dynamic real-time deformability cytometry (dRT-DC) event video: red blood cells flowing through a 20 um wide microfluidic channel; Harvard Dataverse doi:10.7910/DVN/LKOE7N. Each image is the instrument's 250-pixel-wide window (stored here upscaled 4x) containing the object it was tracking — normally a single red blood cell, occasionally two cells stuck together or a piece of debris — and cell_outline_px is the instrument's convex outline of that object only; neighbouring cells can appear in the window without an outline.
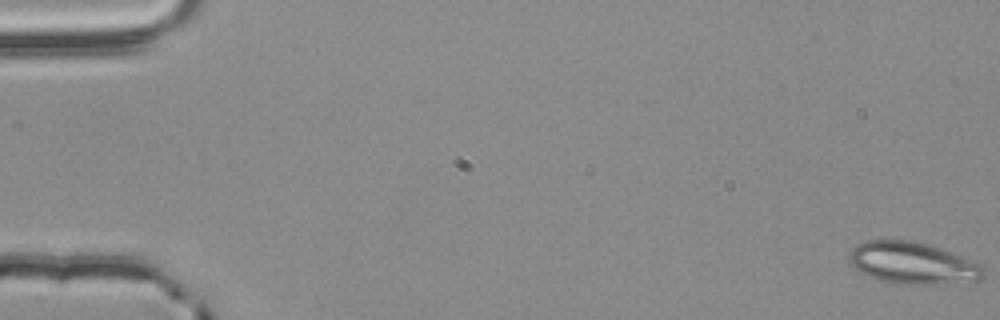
{"species": "common noctule bat (a hibernating species)", "species_latin": "Nyctalus noctula", "temperature_condition": "room temperature", "stored_images_in_passage": 56, "camera_frame_rate_fps": 3000, "um_per_image_px": 0.085, "animal": {"sex": "male", "body_mass_g": 20.4}, "frame": {"image": 1, "passage_image": 1, "time_ms": 0.0, "image_size_px": [1000, 320], "cell_outline_px": [[984, 276], [980, 280], [928, 284], [896, 284], [880, 280], [868, 276], [860, 272], [848, 260], [848, 252], [856, 244], [868, 240], [908, 240], [924, 244], [960, 256], [980, 264], [984, 268]], "centroid_in_image_um": [77.51, 22.37], "position_along_channel_um": 7.5, "area_um2": 32.31}}
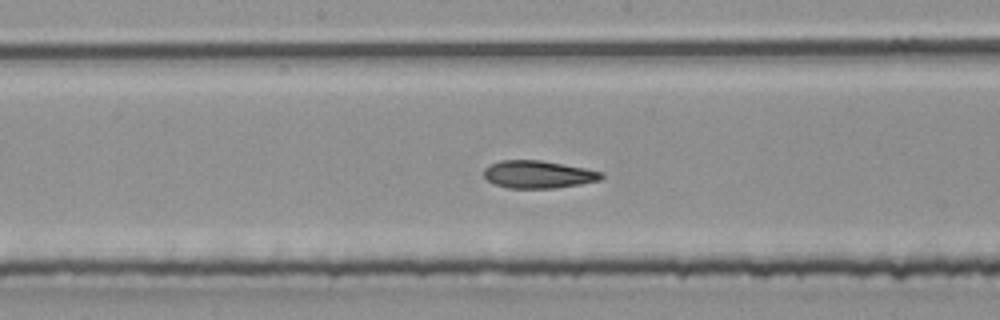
{"frame": {"image": 2, "passage_image": 30, "time_ms": 9.667, "image_size_px": [1000, 320], "cell_outline_px": [[604, 176], [600, 180], [580, 184], [556, 188], [508, 188], [496, 184], [488, 180], [484, 176], [484, 168], [488, 164], [500, 160], [540, 160], [584, 168], [604, 172]], "centroid_in_image_um": [45.74, 14.82], "position_along_channel_um": 202.5, "area_um2": 18.9}}
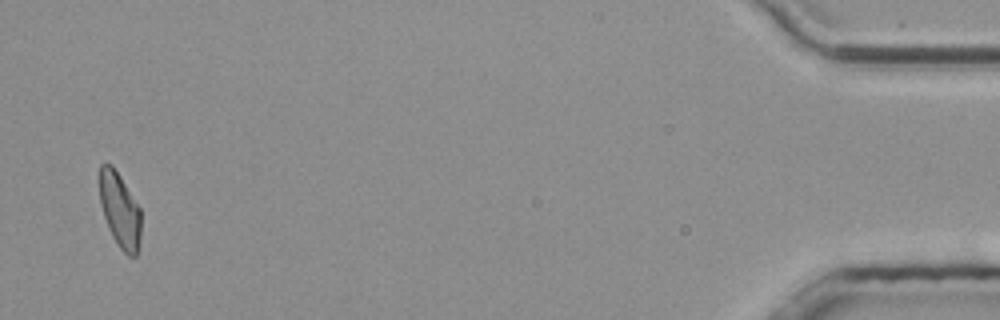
{"frame": {"image": 3, "passage_image": 55, "time_ms": 18.0, "image_size_px": [1000, 320], "cell_outline_px": [[140, 240], [136, 256], [128, 256], [120, 248], [112, 236], [108, 228], [100, 204], [100, 164], [112, 164], [120, 176], [140, 208]], "centroid_in_image_um": [10.18, 17.87], "position_along_channel_um": 425.0, "area_um2": 17.92}, "authors_computed_cell_mechanics": {"area_um2": 19.363, "velocity_mm_per_s": 3.7708, "shape_relaxation_time_tau1_ms": null, "shape_relaxation_time_tau2_ms": 4.2641, "deformation_change_tau1": null, "deformation_change_tau2": 0.122}}